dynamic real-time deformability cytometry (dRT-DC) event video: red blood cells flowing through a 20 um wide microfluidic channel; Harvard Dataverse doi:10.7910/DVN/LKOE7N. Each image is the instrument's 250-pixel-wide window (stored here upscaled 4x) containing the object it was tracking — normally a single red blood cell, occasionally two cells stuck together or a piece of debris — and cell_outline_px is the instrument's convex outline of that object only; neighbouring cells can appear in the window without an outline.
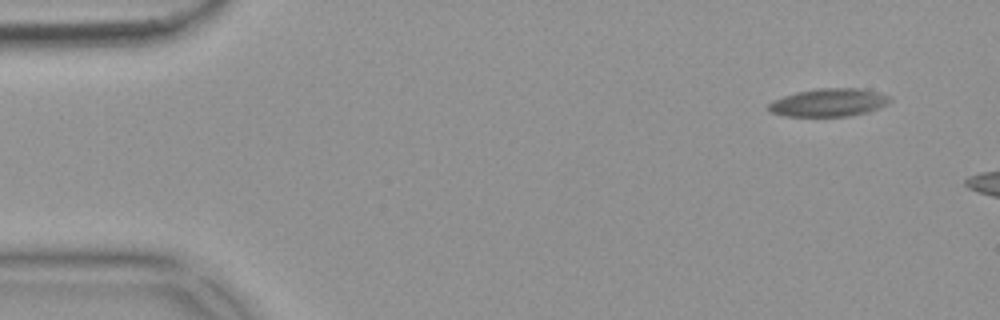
{"species": "common noctule bat (a hibernating species)", "species_latin": "Nyctalus noctula", "temperature_condition": "warm", "stored_images_in_passage": 7, "camera_frame_rate_fps": 3000, "um_per_image_px": 0.085, "animal": {"sex": "female", "body_mass_g": 18.4}, "frame": {"image": 1, "passage_image": 1, "time_ms": 0.0, "image_size_px": [1000, 320], "cell_outline_px": [[892, 100], [868, 112], [848, 116], [784, 116], [772, 112], [768, 108], [768, 104], [784, 96], [796, 92], [816, 88], [860, 88], [876, 92], [888, 96]], "centroid_in_image_um": [70.42, 8.71], "position_along_channel_um": 14.6, "area_um2": 19.48}}